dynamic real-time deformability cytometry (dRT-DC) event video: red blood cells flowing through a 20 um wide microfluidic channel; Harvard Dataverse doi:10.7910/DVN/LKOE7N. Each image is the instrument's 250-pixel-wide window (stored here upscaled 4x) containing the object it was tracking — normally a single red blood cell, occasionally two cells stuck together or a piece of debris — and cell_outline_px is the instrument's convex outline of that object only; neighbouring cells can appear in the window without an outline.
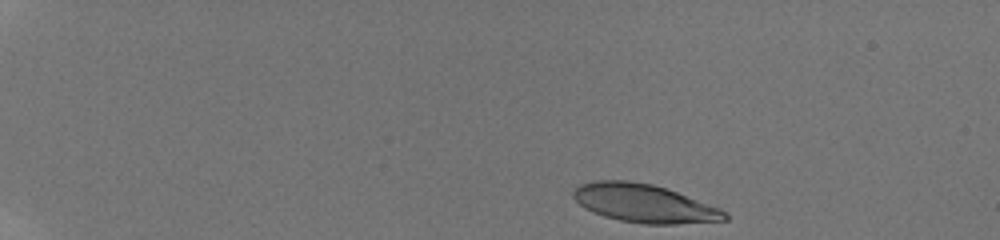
{"species": "human", "species_latin": "Homo sapiens", "temperature_condition": "room temperature", "stored_images_in_passage": 17, "camera_frame_rate_fps": 3000, "um_per_image_px": 0.085, "donor": {"sex": "male"}, "frame": {"image": 1, "passage_image": 1, "time_ms": 0.0, "image_size_px": [1000, 240], "cell_outline_px": [[728, 220], [676, 224], [644, 224], [620, 220], [604, 216], [592, 212], [584, 208], [572, 196], [572, 192], [580, 184], [596, 180], [628, 180], [652, 184], [676, 192], [720, 208], [728, 216]], "centroid_in_image_um": [54.72, 17.28], "position_along_channel_um": 30.3, "area_um2": 33.58}}